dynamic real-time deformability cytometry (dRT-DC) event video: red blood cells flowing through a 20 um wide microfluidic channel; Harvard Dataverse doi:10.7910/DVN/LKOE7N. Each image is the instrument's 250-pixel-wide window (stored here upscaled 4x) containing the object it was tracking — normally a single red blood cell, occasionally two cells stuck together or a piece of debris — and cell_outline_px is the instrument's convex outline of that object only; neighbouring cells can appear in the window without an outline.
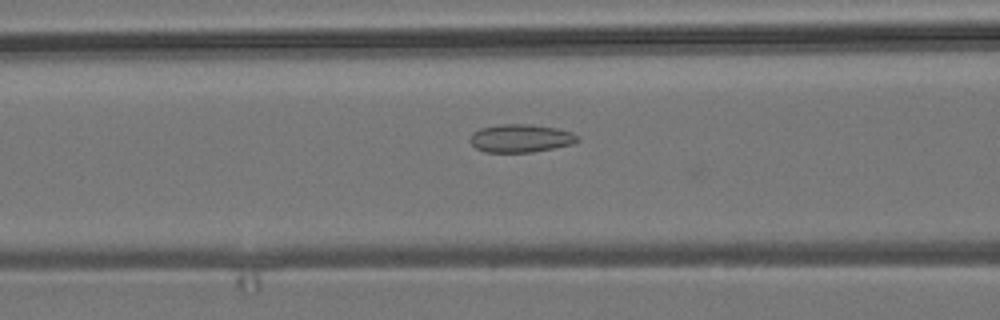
{"species": "common noctule bat (a hibernating species)", "species_latin": "Nyctalus noctula", "temperature_condition": "room temperature", "stored_images_in_passage": 43, "camera_frame_rate_fps": 3000, "um_per_image_px": 0.085, "animal": {"sex": "male", "body_mass_g": 19.2, "forearm_length_mm": 51.8}, "frame": {"image": 1, "passage_image": 11, "time_ms": 3.333, "image_size_px": [1000, 320], "cell_outline_px": [[580, 140], [572, 144], [532, 152], [484, 152], [476, 148], [468, 140], [472, 132], [480, 128], [500, 124], [528, 124], [556, 128], [572, 132], [580, 136]], "centroid_in_image_um": [44.24, 11.75], "position_along_channel_um": 122.4, "area_um2": 17.69}}
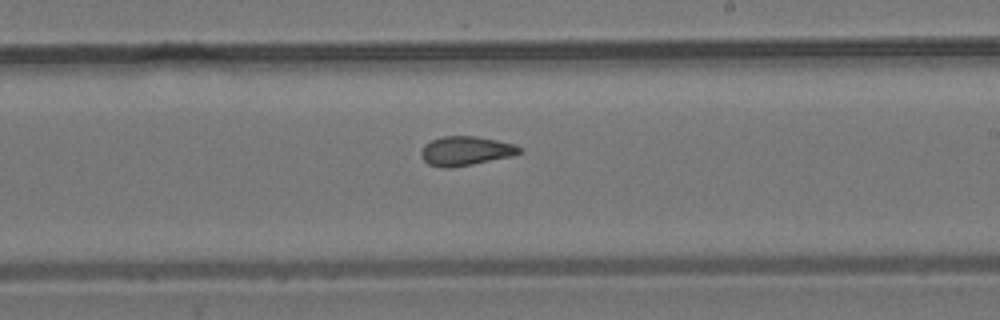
{"frame": {"image": 2, "passage_image": 21, "time_ms": 6.667, "image_size_px": [1000, 320], "cell_outline_px": [[524, 152], [512, 156], [452, 168], [444, 168], [428, 164], [420, 156], [420, 152], [424, 144], [432, 140], [444, 136], [476, 136], [516, 144]], "centroid_in_image_um": [39.58, 12.83], "position_along_channel_um": 249.4, "area_um2": 16.82}}
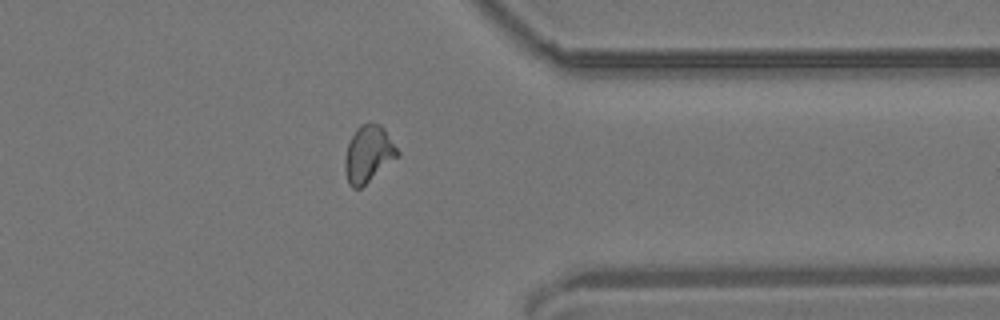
{"frame": {"image": 3, "passage_image": 32, "time_ms": 10.333, "image_size_px": [1000, 320], "cell_outline_px": [[400, 156], [360, 188], [352, 188], [348, 184], [344, 168], [344, 160], [348, 144], [356, 128], [360, 124], [380, 124], [384, 128], [400, 152]], "centroid_in_image_um": [31.32, 13.1], "position_along_channel_um": 380.1, "area_um2": 17.4}, "authors_computed_cell_mechanics": {"area_um2": 16.5886, "velocity_mm_per_s": 3.8123, "shape_relaxation_time_tau1_ms": null, "shape_relaxation_time_tau2_ms": 1.6915, "deformation_change_tau1": null, "deformation_change_tau2": 0.0779}}